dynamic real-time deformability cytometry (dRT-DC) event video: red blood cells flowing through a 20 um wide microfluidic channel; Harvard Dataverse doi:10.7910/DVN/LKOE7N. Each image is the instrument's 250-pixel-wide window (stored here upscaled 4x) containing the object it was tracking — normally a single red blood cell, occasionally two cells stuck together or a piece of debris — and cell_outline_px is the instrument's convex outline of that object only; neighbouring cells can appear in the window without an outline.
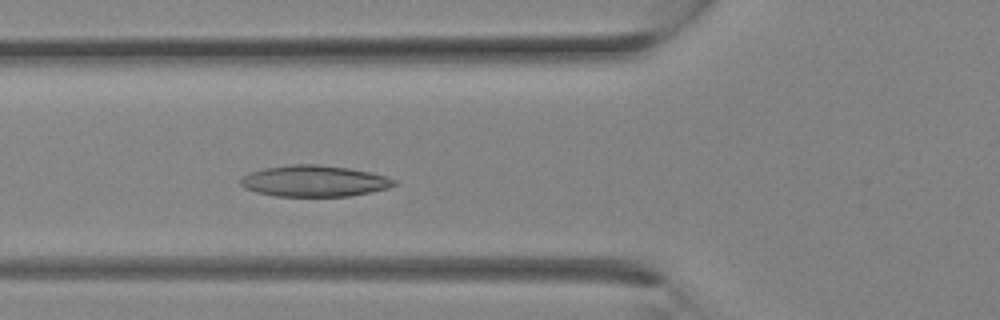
{"species": "Egyptian fruit bat (a non-hibernating species)", "species_latin": "Rousettus aegyptiacus", "temperature_condition": "room temperature", "stored_images_in_passage": 8, "camera_frame_rate_fps": 3000, "um_per_image_px": 0.085, "animal": {"sex": "female"}, "frame": {"image": 1, "passage_image": 8, "time_ms": 2.333, "image_size_px": [1000, 320], "cell_outline_px": [[396, 184], [388, 188], [348, 196], [276, 196], [256, 192], [244, 188], [240, 184], [240, 180], [244, 176], [252, 172], [264, 168], [292, 164], [316, 164], [348, 168], [368, 172], [384, 176], [396, 180]], "centroid_in_image_um": [26.68, 15.39], "position_along_channel_um": 99.1, "area_um2": 27.63}}